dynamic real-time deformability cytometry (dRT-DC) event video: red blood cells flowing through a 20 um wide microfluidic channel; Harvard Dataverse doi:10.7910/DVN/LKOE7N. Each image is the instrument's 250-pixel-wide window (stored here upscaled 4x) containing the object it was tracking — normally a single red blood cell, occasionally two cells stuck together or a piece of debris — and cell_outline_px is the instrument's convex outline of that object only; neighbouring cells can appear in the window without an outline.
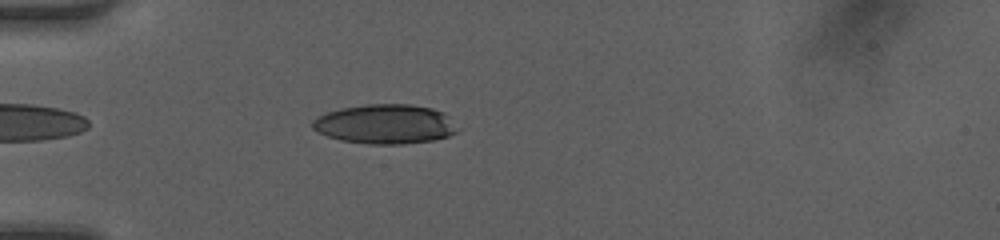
{"species": "human", "species_latin": "Homo sapiens", "temperature_condition": "room temperature", "stored_images_in_passage": 34, "camera_frame_rate_fps": 3000, "um_per_image_px": 0.085, "donor": {"sex": "female"}, "frame": {"image": 1, "passage_image": 3, "time_ms": 0.667, "image_size_px": [1000, 240], "cell_outline_px": [[460, 128], [456, 132], [448, 136], [432, 140], [404, 144], [368, 144], [340, 140], [316, 132], [312, 128], [312, 120], [324, 112], [340, 108], [364, 104], [408, 104], [432, 108], [444, 112]], "centroid_in_image_um": [32.72, 10.54], "position_along_channel_um": 52.3, "area_um2": 33.7}}
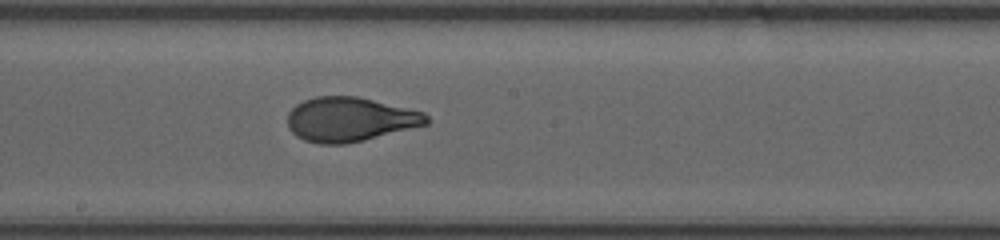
{"frame": {"image": 2, "passage_image": 16, "time_ms": 5.0, "image_size_px": [1000, 240], "cell_outline_px": [[428, 124], [364, 140], [344, 144], [320, 144], [304, 140], [296, 136], [288, 128], [288, 112], [296, 104], [304, 100], [316, 96], [356, 96], [424, 112], [428, 116]], "centroid_in_image_um": [29.71, 10.15], "position_along_channel_um": 218.5, "area_um2": 35.78}}
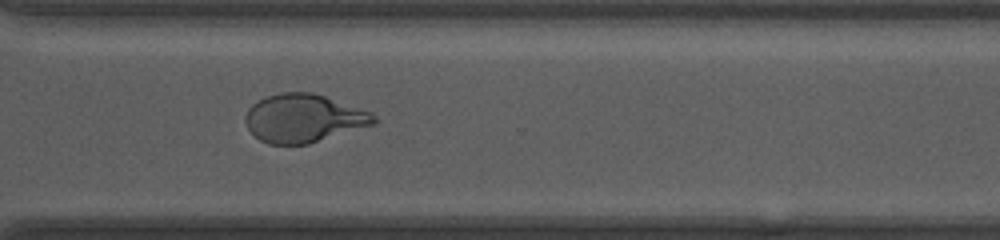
{"frame": {"image": 3, "passage_image": 25, "time_ms": 8.0, "image_size_px": [1000, 240], "cell_outline_px": [[376, 124], [308, 144], [268, 144], [260, 140], [248, 128], [244, 120], [244, 116], [248, 108], [256, 100], [280, 92], [312, 92], [372, 112], [376, 116]], "centroid_in_image_um": [25.8, 10.05], "position_along_channel_um": 344.8, "area_um2": 36.18}, "authors_computed_cell_mechanics": {"area_um2": 35.8649, "velocity_mm_per_s": 4.2351, "shape_relaxation_time_tau1_ms": 3.5517, "shape_relaxation_time_tau2_ms": null, "deformation_change_tau1": 0.1807, "deformation_change_tau2": null}}